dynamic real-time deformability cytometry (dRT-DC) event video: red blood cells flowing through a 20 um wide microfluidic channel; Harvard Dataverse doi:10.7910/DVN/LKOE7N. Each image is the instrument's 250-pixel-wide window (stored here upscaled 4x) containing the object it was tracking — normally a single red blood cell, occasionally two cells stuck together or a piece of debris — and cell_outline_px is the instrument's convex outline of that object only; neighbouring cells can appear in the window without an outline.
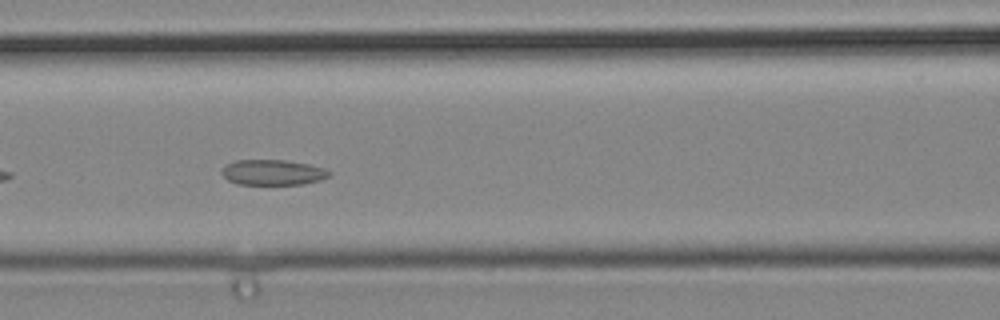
{"species": "common noctule bat (a hibernating species)", "species_latin": "Nyctalus noctula", "temperature_condition": "cold", "stored_images_in_passage": 32, "camera_frame_rate_fps": 3000, "um_per_image_px": 0.085, "animal": {"sex": "male", "body_mass_g": 19.2, "forearm_length_mm": 51.8}, "frame": {"image": 1, "passage_image": 7, "time_ms": 2.0, "image_size_px": [1000, 320], "cell_outline_px": [[332, 172], [328, 176], [320, 180], [304, 184], [236, 184], [228, 180], [220, 172], [228, 164], [236, 160], [284, 160], [308, 164], [324, 168]], "centroid_in_image_um": [23.2, 14.65], "position_along_channel_um": 143.4, "area_um2": 15.78}}
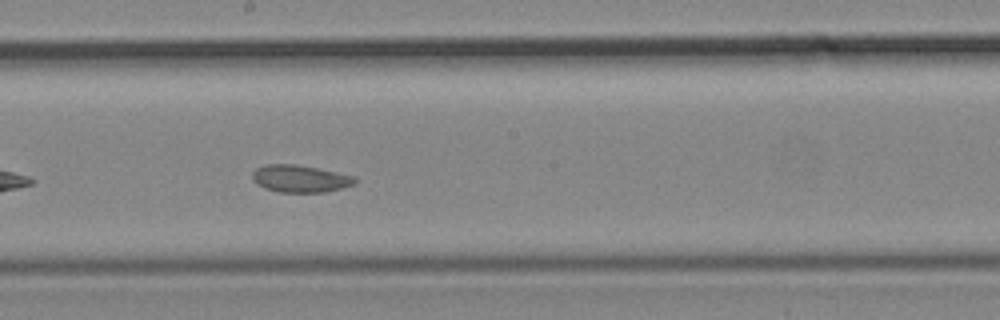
{"frame": {"image": 2, "passage_image": 12, "time_ms": 3.667, "image_size_px": [1000, 320], "cell_outline_px": [[356, 184], [324, 192], [280, 192], [264, 188], [256, 184], [252, 180], [252, 172], [256, 168], [264, 164], [296, 164], [336, 172], [352, 176], [356, 180]], "centroid_in_image_um": [25.45, 15.18], "position_along_channel_um": 222.8, "area_um2": 16.24}}
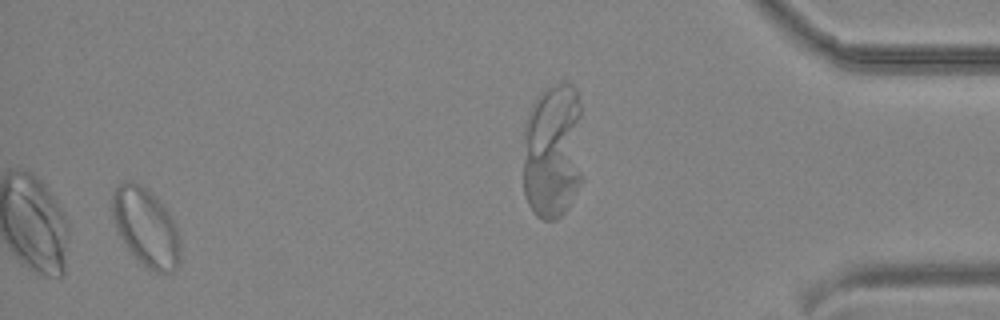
{"frame": {"image": 3, "passage_image": 30, "time_ms": 9.667, "image_size_px": [1000, 320], "cell_outline_px": [[180, 264], [172, 272], [156, 272], [148, 268], [128, 248], [120, 236], [112, 216], [112, 192], [124, 180], [132, 180], [148, 188], [160, 200], [168, 212], [176, 228], [180, 244]], "centroid_in_image_um": [12.41, 19.27], "position_along_channel_um": 422.8, "area_um2": 30.81}}